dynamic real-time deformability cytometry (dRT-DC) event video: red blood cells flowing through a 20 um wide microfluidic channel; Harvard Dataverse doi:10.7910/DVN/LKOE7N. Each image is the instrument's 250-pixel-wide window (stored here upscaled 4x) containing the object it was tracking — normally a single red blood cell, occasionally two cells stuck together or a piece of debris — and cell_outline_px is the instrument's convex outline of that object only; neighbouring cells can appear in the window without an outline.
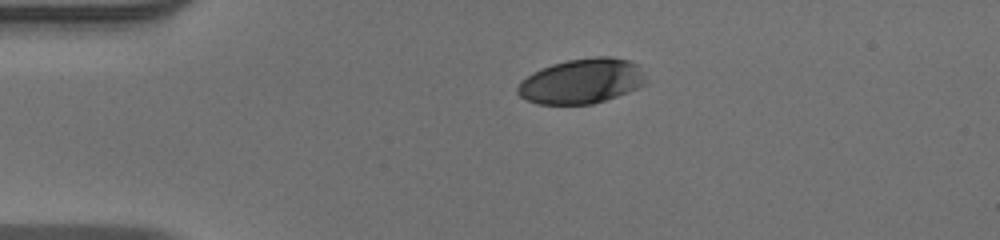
{"species": "human", "species_latin": "Homo sapiens", "temperature_condition": "warm", "stored_images_in_passage": 42, "camera_frame_rate_fps": 3000, "um_per_image_px": 0.085, "donor": {"sex": "male"}, "frame": {"image": 1, "passage_image": 1, "time_ms": 0.0, "image_size_px": [1000, 240], "cell_outline_px": [[648, 80], [644, 84], [628, 92], [592, 104], [536, 104], [520, 96], [516, 92], [516, 88], [520, 80], [532, 72], [540, 68], [552, 64], [568, 60], [592, 56], [612, 56], [628, 60], [640, 64]], "centroid_in_image_um": [49.45, 6.88], "position_along_channel_um": 35.6, "area_um2": 34.04}}
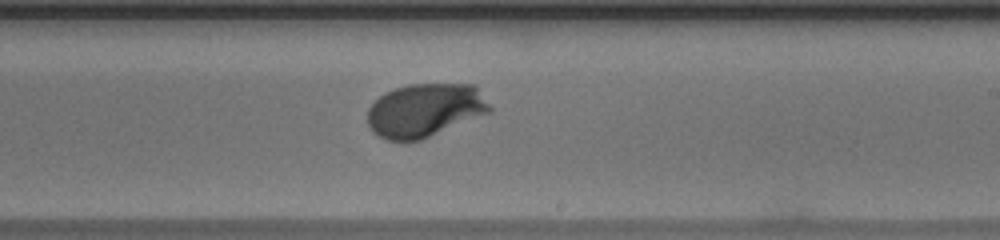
{"frame": {"image": 2, "passage_image": 21, "time_ms": 6.667, "image_size_px": [1000, 240], "cell_outline_px": [[492, 112], [420, 140], [388, 140], [372, 132], [368, 124], [368, 108], [380, 96], [396, 88], [408, 84], [472, 84], [476, 88], [492, 108]], "centroid_in_image_um": [36.12, 9.37], "position_along_channel_um": 252.9, "area_um2": 37.74}}
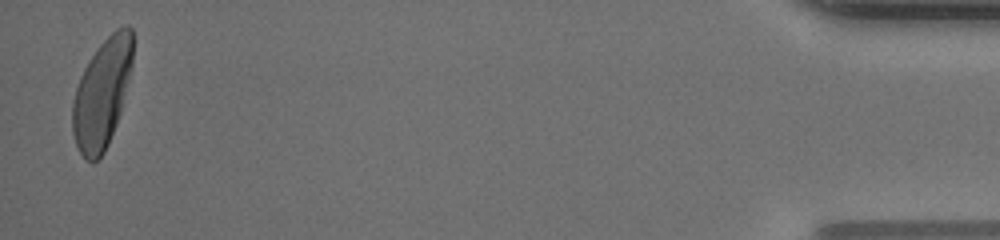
{"frame": {"image": 3, "passage_image": 41, "time_ms": 13.333, "image_size_px": [1000, 240], "cell_outline_px": [[132, 64], [120, 112], [116, 124], [108, 144], [104, 152], [92, 164], [84, 160], [76, 144], [72, 132], [72, 100], [80, 76], [88, 60], [96, 48], [116, 28], [124, 24], [128, 24], [132, 28]], "centroid_in_image_um": [8.65, 7.94], "position_along_channel_um": 426.6, "area_um2": 38.32}, "authors_computed_cell_mechanics": {"area_um2": 37.3388, "velocity_mm_per_s": 3.9258, "shape_relaxation_time_tau1_ms": 2.2771, "shape_relaxation_time_tau2_ms": null, "deformation_change_tau1": 0.1548, "deformation_change_tau2": null}}